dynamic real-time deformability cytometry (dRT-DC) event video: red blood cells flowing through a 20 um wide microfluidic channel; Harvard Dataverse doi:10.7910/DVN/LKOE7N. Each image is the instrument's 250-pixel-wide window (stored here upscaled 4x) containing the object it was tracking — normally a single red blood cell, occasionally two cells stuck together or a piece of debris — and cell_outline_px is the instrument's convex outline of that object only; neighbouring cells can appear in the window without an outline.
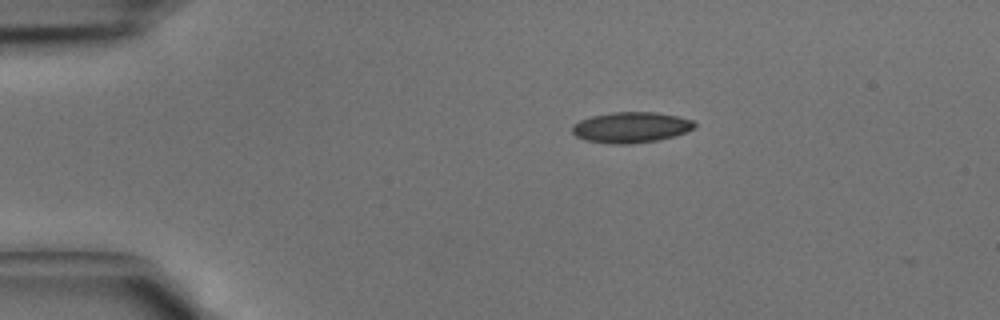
{"species": "common noctule bat (a hibernating species)", "species_latin": "Nyctalus noctula", "temperature_condition": "cold", "stored_images_in_passage": 2, "camera_frame_rate_fps": 3000, "um_per_image_px": 0.085, "animal": {"sex": "male", "body_mass_g": 15.6}, "frame": {"image": 1, "passage_image": 1, "time_ms": 0.0, "image_size_px": [1000, 320], "cell_outline_px": [[696, 124], [692, 128], [684, 132], [672, 136], [656, 140], [628, 144], [612, 144], [584, 140], [576, 136], [572, 132], [572, 124], [580, 120], [592, 116], [612, 112], [656, 112], [676, 116], [692, 120]], "centroid_in_image_um": [53.57, 10.82], "position_along_channel_um": 31.4, "area_um2": 21.68}}